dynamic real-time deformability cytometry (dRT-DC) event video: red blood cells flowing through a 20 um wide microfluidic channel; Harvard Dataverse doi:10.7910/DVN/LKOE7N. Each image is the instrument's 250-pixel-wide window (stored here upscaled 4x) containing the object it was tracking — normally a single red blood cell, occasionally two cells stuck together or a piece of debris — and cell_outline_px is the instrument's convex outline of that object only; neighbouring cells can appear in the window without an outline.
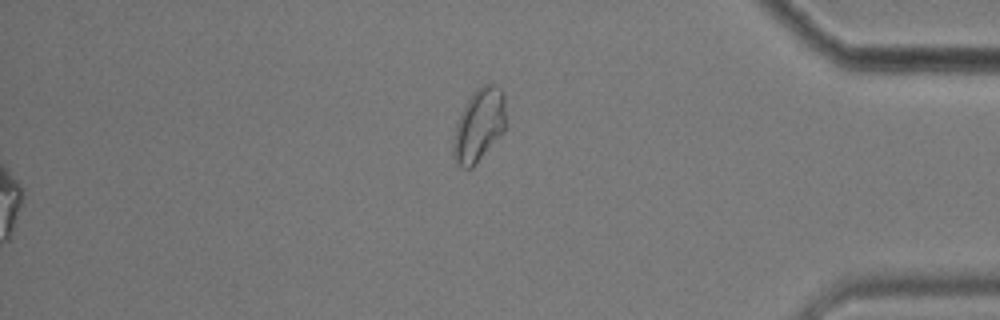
{"species": "common noctule bat (a hibernating species)", "species_latin": "Nyctalus noctula", "temperature_condition": "cold", "stored_images_in_passage": 51, "segment_of_instrument_passage": [2, 2], "camera_frame_rate_fps": 3000, "um_per_image_px": 0.085, "animal": {"sex": "male", "body_mass_g": 17.9}, "frame": {"image": 1, "passage_image": 51, "time_ms": 16.667, "image_size_px": [1000, 320], "cell_outline_px": [[504, 132], [476, 164], [472, 168], [464, 168], [456, 164], [452, 156], [452, 144], [456, 124], [472, 92], [484, 84], [496, 84], [504, 92]], "centroid_in_image_um": [40.7, 10.67], "position_along_channel_um": 394.5, "area_um2": 22.31}}